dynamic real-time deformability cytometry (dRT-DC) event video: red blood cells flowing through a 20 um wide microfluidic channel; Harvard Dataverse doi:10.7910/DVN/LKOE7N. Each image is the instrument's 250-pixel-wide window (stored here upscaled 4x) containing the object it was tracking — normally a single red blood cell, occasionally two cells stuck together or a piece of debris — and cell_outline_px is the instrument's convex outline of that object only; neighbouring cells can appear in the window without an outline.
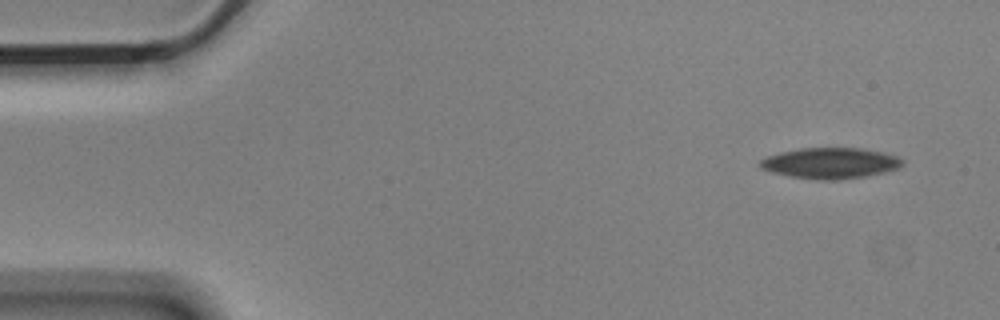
{"species": "Egyptian fruit bat (a non-hibernating species)", "species_latin": "Rousettus aegyptiacus", "temperature_condition": "cold", "stored_images_in_passage": 5, "segment_of_instrument_passage": [1, 2], "camera_frame_rate_fps": 3000, "um_per_image_px": 0.085, "animal": {"sex": "male"}, "frame": {"image": 1, "passage_image": 1, "time_ms": 0.0, "image_size_px": [1000, 320], "cell_outline_px": [[904, 164], [900, 168], [884, 172], [864, 176], [832, 180], [816, 180], [792, 176], [772, 172], [760, 168], [756, 164], [760, 160], [768, 156], [780, 152], [800, 148], [860, 148], [884, 152], [896, 156], [904, 160]], "centroid_in_image_um": [70.58, 13.86], "position_along_channel_um": 14.4, "area_um2": 25.61}}
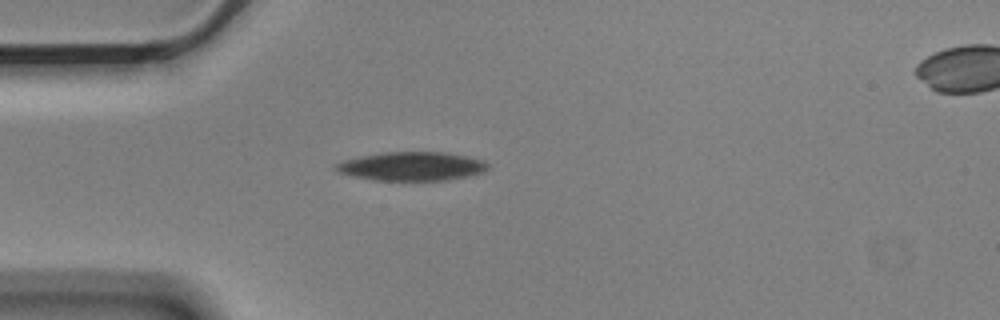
{"frame": {"image": 2, "passage_image": 4, "time_ms": 1.0, "image_size_px": [1000, 320], "cell_outline_px": [[488, 168], [484, 172], [468, 176], [444, 180], [376, 180], [352, 176], [336, 172], [332, 168], [336, 164], [344, 160], [360, 156], [384, 152], [448, 152], [484, 160], [488, 164]], "centroid_in_image_um": [34.98, 14.13], "position_along_channel_um": 50.0, "area_um2": 25.55}}